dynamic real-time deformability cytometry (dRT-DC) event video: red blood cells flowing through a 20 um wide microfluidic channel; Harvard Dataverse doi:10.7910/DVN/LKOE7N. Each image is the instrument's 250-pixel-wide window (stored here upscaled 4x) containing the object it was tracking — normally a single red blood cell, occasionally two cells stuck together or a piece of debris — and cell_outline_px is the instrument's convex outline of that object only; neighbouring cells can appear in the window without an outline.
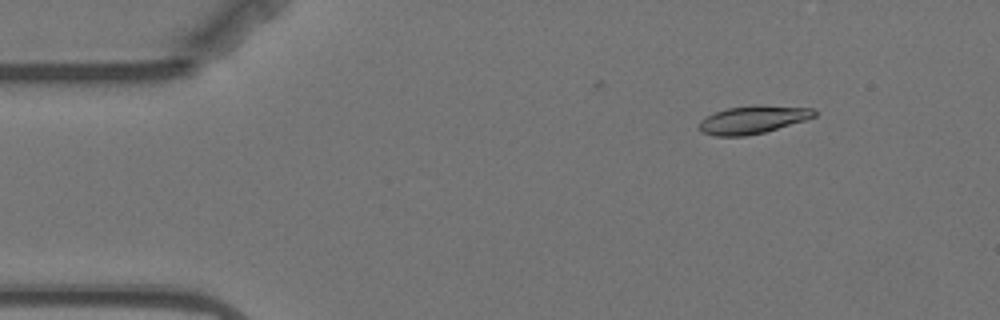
{"species": "Egyptian fruit bat (a non-hibernating species)", "species_latin": "Rousettus aegyptiacus", "temperature_condition": "warm", "stored_images_in_passage": 3, "camera_frame_rate_fps": 3000, "um_per_image_px": 0.085, "animal": {"sex": "female"}, "frame": {"image": 1, "passage_image": 1, "time_ms": 0.0, "image_size_px": [1000, 320], "cell_outline_px": [[816, 116], [804, 120], [764, 132], [744, 136], [716, 136], [700, 132], [696, 124], [700, 120], [716, 112], [728, 108], [756, 104], [760, 104], [816, 108]], "centroid_in_image_um": [63.98, 10.16], "position_along_channel_um": 21.0, "area_um2": 18.9}}